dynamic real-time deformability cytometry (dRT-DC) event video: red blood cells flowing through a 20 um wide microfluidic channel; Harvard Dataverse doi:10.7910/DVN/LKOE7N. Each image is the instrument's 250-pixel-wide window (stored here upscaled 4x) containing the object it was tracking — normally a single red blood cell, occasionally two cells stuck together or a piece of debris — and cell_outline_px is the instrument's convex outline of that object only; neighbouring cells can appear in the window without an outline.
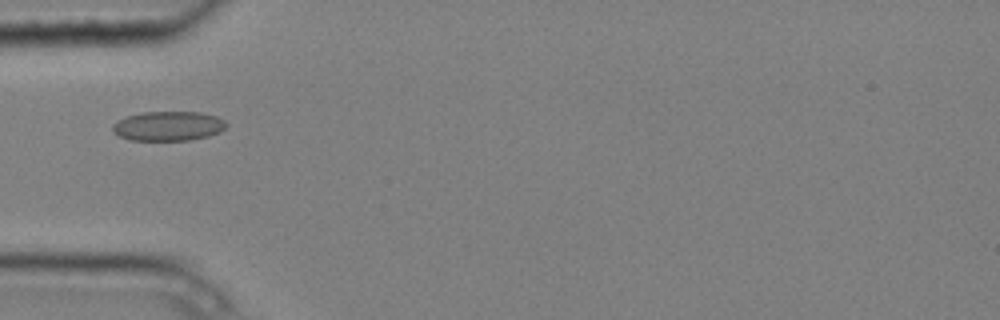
{"species": "common noctule bat (a hibernating species)", "species_latin": "Nyctalus noctula", "temperature_condition": "cold", "stored_images_in_passage": 1, "camera_frame_rate_fps": 3000, "um_per_image_px": 0.085, "animal": {"sex": "male", "body_mass_g": 20.4}, "frame": {"image": 1, "passage_image": 1, "time_ms": 0.0, "image_size_px": [1000, 320], "cell_outline_px": [[228, 124], [220, 132], [208, 136], [188, 140], [128, 140], [112, 132], [112, 124], [128, 116], [140, 112], [200, 112], [216, 116], [224, 120]], "centroid_in_image_um": [14.3, 10.71], "position_along_channel_um": 70.7, "area_um2": 19.54}}